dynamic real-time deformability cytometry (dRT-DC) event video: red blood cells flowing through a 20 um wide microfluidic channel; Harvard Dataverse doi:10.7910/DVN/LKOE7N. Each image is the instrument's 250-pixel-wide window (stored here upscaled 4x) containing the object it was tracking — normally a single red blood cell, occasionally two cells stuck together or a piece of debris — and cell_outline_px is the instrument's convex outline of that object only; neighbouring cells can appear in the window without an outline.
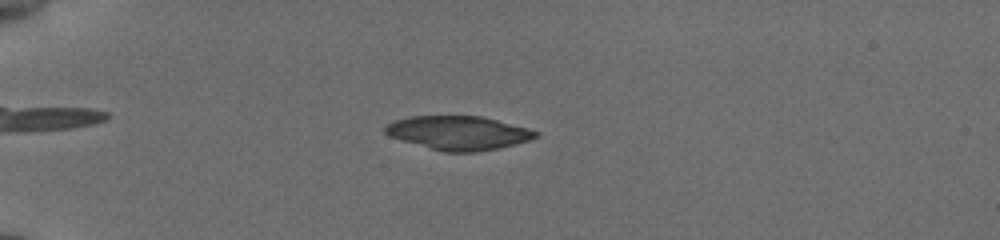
{"species": "common noctule bat (a hibernating species)", "species_latin": "Nyctalus noctula", "temperature_condition": "cold", "stored_images_in_passage": 47, "camera_frame_rate_fps": 3000, "um_per_image_px": 0.085, "animal": {"sex": "female", "body_mass_g": 19.5, "forearm_length_mm": 54.1}, "frame": {"image": 1, "passage_image": 8, "time_ms": 2.333, "image_size_px": [1000, 240], "cell_outline_px": [[540, 132], [536, 136], [528, 140], [496, 148], [476, 152], [444, 152], [404, 140], [392, 136], [384, 132], [384, 128], [388, 124], [396, 120], [412, 116], [484, 116], [528, 128]], "centroid_in_image_um": [38.99, 11.28], "position_along_channel_um": 46.0, "area_um2": 29.13}}
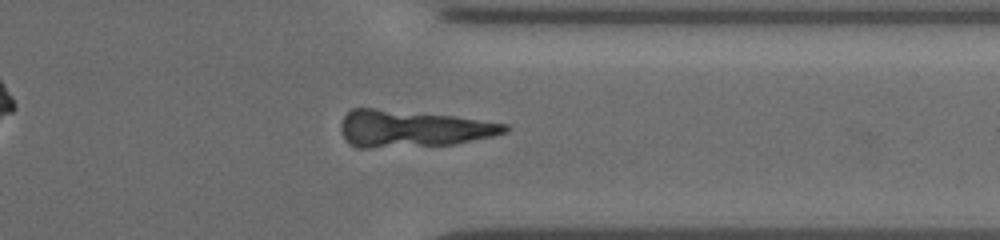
{"frame": {"image": 2, "passage_image": 37, "time_ms": 12.0, "image_size_px": [1000, 240], "cell_outline_px": [[508, 132], [492, 136], [452, 144], [368, 148], [356, 148], [348, 144], [344, 140], [340, 128], [340, 124], [344, 116], [352, 108], [376, 108], [456, 116], [508, 124]], "centroid_in_image_um": [35.01, 10.93], "position_along_channel_um": 376.4, "area_um2": 35.32}}
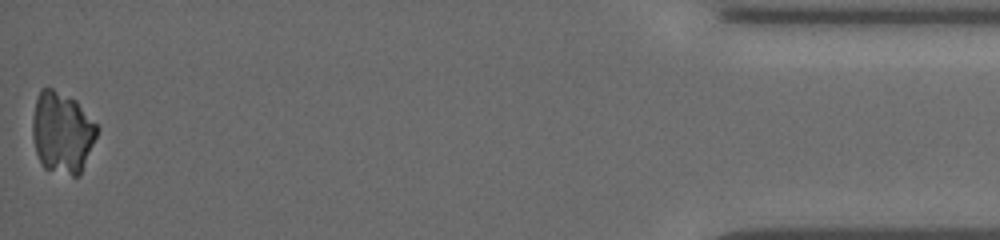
{"frame": {"image": 3, "passage_image": 47, "time_ms": 15.333, "image_size_px": [1000, 240], "cell_outline_px": [[100, 128], [80, 176], [72, 176], [44, 168], [40, 164], [36, 152], [32, 136], [32, 120], [36, 96], [40, 88], [52, 88], [76, 100]], "centroid_in_image_um": [5.28, 11.26], "position_along_channel_um": 429.9, "area_um2": 30.98}}